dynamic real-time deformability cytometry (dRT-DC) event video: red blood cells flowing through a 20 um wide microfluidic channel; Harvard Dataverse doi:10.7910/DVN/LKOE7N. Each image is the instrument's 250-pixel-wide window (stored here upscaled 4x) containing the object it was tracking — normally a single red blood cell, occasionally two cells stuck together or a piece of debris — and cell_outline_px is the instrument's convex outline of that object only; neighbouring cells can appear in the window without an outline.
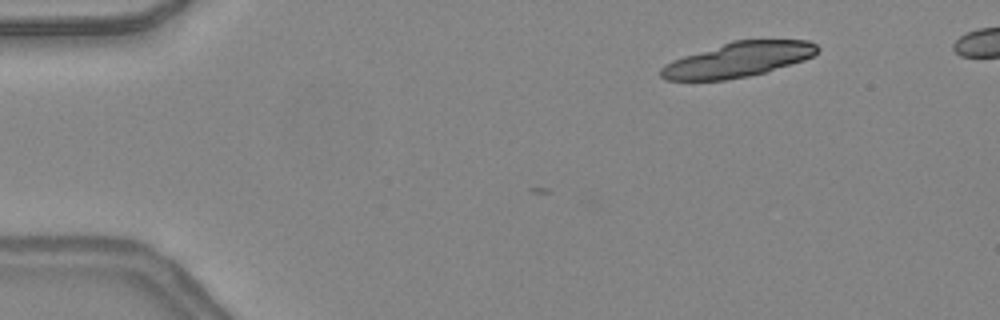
{"species": "common noctule bat (a hibernating species)", "species_latin": "Nyctalus noctula", "temperature_condition": "warm", "stored_images_in_passage": 2, "camera_frame_rate_fps": 3000, "um_per_image_px": 0.085, "animal": {"sex": "female", "body_mass_g": 24.6, "forearm_length_mm": 56.2}, "frame": {"image": 1, "passage_image": 2, "time_ms": 0.333, "image_size_px": [1000, 320], "cell_outline_px": [[820, 48], [812, 56], [804, 60], [764, 72], [748, 76], [724, 80], [664, 80], [660, 76], [660, 68], [664, 64], [672, 60], [732, 40], [808, 40], [816, 44]], "centroid_in_image_um": [62.71, 5.07], "position_along_channel_um": 22.3, "area_um2": 31.56}}